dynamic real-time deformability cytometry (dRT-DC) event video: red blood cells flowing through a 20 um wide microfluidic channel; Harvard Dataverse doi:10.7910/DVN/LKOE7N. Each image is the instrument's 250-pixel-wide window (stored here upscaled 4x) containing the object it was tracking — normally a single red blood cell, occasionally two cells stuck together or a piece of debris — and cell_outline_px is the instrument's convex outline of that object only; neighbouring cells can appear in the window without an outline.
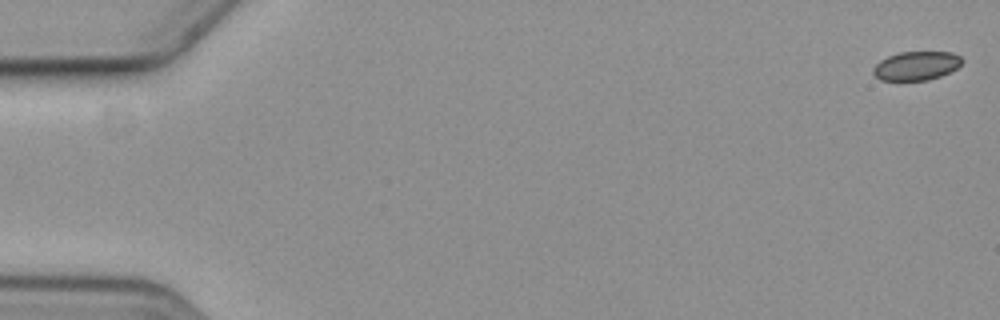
{"species": "common noctule bat (a hibernating species)", "species_latin": "Nyctalus noctula", "temperature_condition": "cold", "stored_images_in_passage": 6, "segment_of_instrument_passage": [1, 2], "camera_frame_rate_fps": 3000, "um_per_image_px": 0.085, "animal": {"sex": "female", "body_mass_g": 19.3, "forearm_length_mm": 54.1}, "frame": {"image": 1, "passage_image": 1, "time_ms": 0.0, "image_size_px": [1000, 320], "cell_outline_px": [[964, 60], [956, 68], [940, 76], [928, 80], [880, 80], [872, 72], [872, 68], [880, 60], [888, 56], [900, 52], [952, 52], [960, 56]], "centroid_in_image_um": [77.87, 5.58], "position_along_channel_um": 7.1, "area_um2": 14.85}}